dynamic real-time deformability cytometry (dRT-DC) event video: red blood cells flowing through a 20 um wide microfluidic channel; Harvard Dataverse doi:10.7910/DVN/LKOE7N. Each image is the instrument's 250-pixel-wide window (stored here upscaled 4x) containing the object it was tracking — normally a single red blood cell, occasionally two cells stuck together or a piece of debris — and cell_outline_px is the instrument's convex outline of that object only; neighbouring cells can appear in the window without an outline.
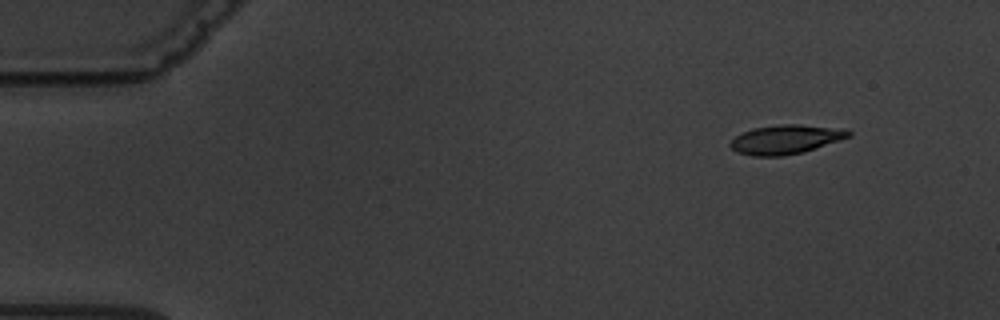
{"species": "common noctule bat (a hibernating species)", "species_latin": "Nyctalus noctula", "temperature_condition": "warm", "stored_images_in_passage": 6, "camera_frame_rate_fps": 3000, "um_per_image_px": 0.085, "animal": {"sex": "male", "body_mass_g": 19.5, "forearm_length_mm": 54.6}, "frame": {"image": 1, "passage_image": 2, "time_ms": 1.333, "image_size_px": [1000, 320], "cell_outline_px": [[852, 136], [804, 152], [784, 156], [752, 156], [736, 152], [728, 144], [736, 136], [752, 128], [780, 124], [800, 124], [840, 128], [852, 132]], "centroid_in_image_um": [66.79, 11.85], "position_along_channel_um": 18.2, "area_um2": 20.17}}
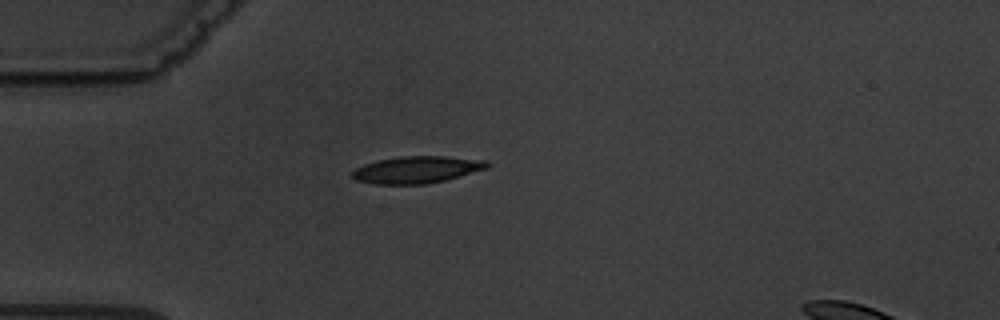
{"frame": {"image": 2, "passage_image": 5, "time_ms": 4.667, "image_size_px": [1000, 320], "cell_outline_px": [[492, 164], [488, 168], [444, 180], [424, 184], [376, 184], [356, 180], [352, 176], [352, 172], [356, 168], [364, 164], [380, 160], [404, 156], [444, 156], [488, 160]], "centroid_in_image_um": [35.47, 14.42], "position_along_channel_um": 49.5, "area_um2": 21.04}}